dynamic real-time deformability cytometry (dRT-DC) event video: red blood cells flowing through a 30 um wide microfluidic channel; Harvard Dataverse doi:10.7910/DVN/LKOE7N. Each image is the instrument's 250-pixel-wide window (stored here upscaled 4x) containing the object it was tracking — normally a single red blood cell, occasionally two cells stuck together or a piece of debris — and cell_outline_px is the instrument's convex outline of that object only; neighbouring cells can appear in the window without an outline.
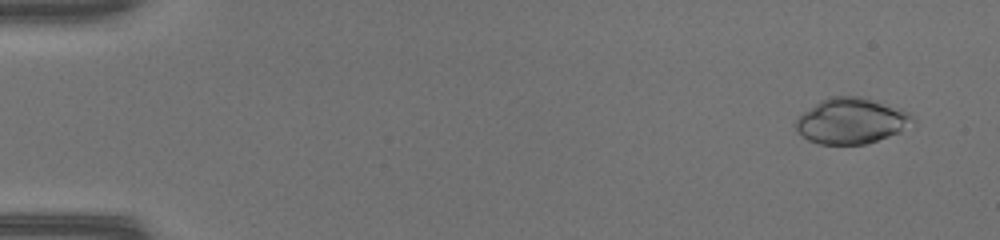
{"species": "common noctule bat (a hibernating species)", "species_latin": "Nyctalus noctula", "temperature_condition": "warm", "stored_images_in_passage": 50, "camera_frame_rate_fps": 3000, "um_per_image_px": 0.085, "animal": {"sex": "female", "body_mass_g": 17.0, "forearm_length_mm": 48.0}, "frame": {"image": 1, "passage_image": 3, "time_ms": 0.667, "image_size_px": [1000, 240], "cell_outline_px": [[916, 120], [900, 132], [864, 144], [820, 144], [808, 140], [796, 128], [796, 120], [804, 112], [820, 100], [832, 96], [860, 96], [900, 108], [908, 112]], "centroid_in_image_um": [72.38, 10.27], "position_along_channel_um": 12.6, "area_um2": 30.75}}
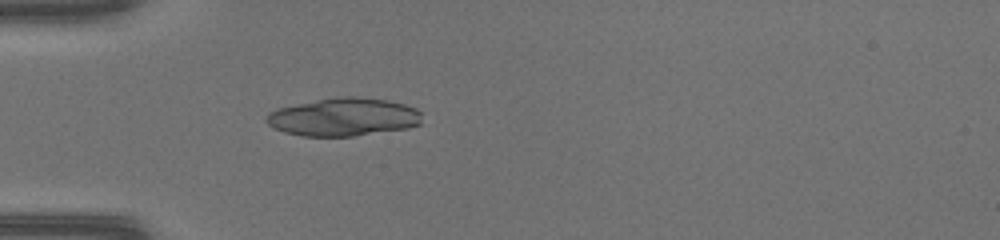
{"frame": {"image": 2, "passage_image": 16, "time_ms": 5.0, "image_size_px": [1000, 240], "cell_outline_px": [[420, 124], [408, 128], [352, 136], [304, 136], [284, 132], [268, 124], [264, 120], [268, 112], [276, 108], [316, 100], [340, 96], [356, 96], [388, 100], [404, 104], [416, 108], [420, 112]], "centroid_in_image_um": [29.18, 9.94], "position_along_channel_um": 55.8, "area_um2": 34.51}}